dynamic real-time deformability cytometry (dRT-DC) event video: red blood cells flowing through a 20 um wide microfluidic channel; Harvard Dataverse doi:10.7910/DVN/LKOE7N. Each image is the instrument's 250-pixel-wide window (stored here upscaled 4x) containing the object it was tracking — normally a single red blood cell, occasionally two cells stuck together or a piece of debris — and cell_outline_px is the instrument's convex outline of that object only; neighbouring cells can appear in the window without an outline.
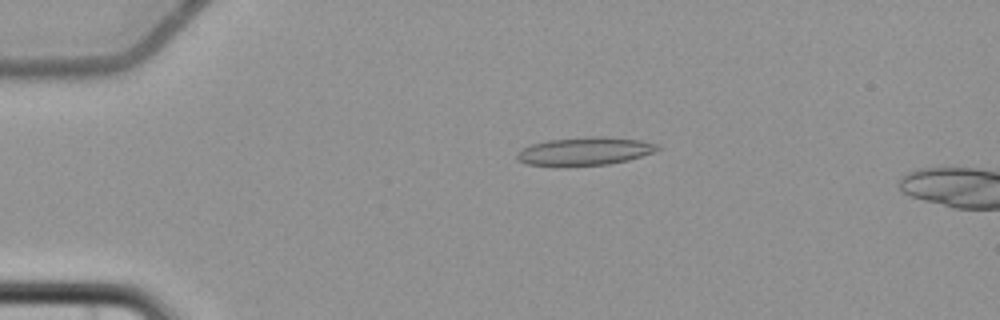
{"species": "common noctule bat (a hibernating species)", "species_latin": "Nyctalus noctula", "temperature_condition": "cold", "stored_images_in_passage": 6, "camera_frame_rate_fps": 3000, "um_per_image_px": 0.085, "animal": {"sex": "female", "body_mass_g": 22.7, "forearm_length_mm": 54.2}, "frame": {"image": 1, "passage_image": 4, "time_ms": 3.667, "image_size_px": [1000, 320], "cell_outline_px": [[660, 148], [652, 152], [628, 160], [608, 164], [528, 164], [516, 160], [516, 152], [532, 144], [548, 140], [592, 136], [604, 136], [640, 140], [660, 144]], "centroid_in_image_um": [49.74, 12.82], "position_along_channel_um": 35.3, "area_um2": 22.37}}